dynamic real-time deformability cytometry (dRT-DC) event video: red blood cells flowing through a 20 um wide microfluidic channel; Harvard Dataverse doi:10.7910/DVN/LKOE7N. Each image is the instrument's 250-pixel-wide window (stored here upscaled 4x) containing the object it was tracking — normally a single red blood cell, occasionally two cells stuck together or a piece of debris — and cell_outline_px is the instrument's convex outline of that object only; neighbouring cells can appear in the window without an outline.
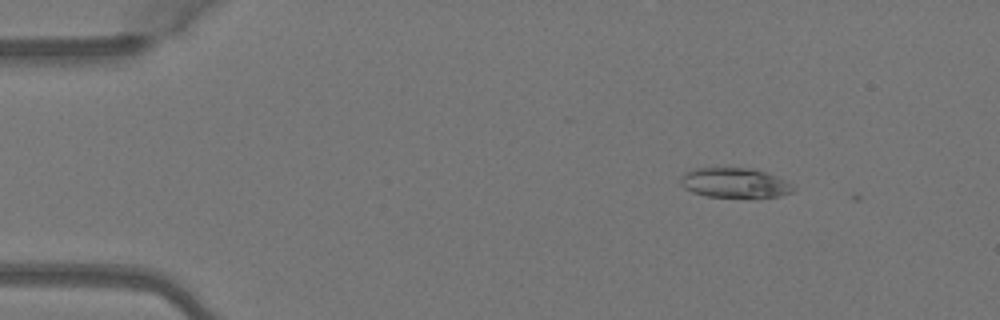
{"species": "Egyptian fruit bat (a non-hibernating species)", "species_latin": "Rousettus aegyptiacus", "temperature_condition": "warm", "stored_images_in_passage": 4, "camera_frame_rate_fps": 3000, "um_per_image_px": 0.085, "animal": {"sex": "female"}, "frame": {"image": 1, "passage_image": 2, "time_ms": 0.333, "image_size_px": [1000, 320], "cell_outline_px": [[796, 188], [792, 192], [780, 196], [708, 196], [692, 192], [684, 188], [680, 184], [680, 176], [688, 172], [700, 168], [748, 168], [764, 172], [776, 176], [792, 184]], "centroid_in_image_um": [62.44, 15.53], "position_along_channel_um": 22.6, "area_um2": 19.07}}